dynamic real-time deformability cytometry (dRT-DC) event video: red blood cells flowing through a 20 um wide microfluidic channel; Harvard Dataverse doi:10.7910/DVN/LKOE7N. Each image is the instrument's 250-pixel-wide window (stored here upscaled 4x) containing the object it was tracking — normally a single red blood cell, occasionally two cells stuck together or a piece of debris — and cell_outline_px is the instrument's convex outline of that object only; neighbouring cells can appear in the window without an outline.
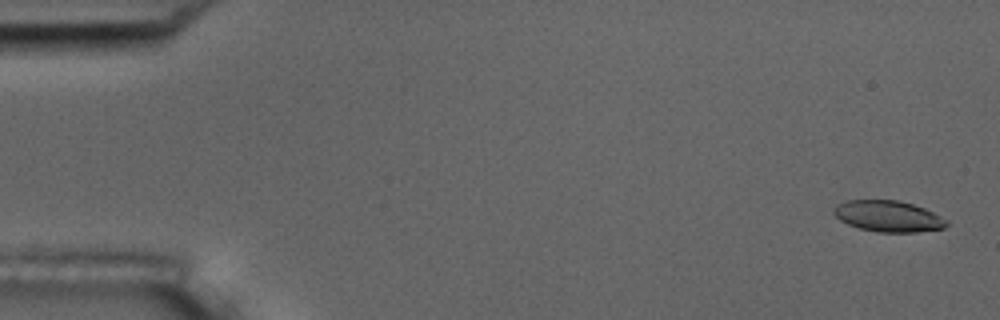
{"species": "common noctule bat (a hibernating species)", "species_latin": "Nyctalus noctula", "temperature_condition": "room temperature", "stored_images_in_passage": 5, "camera_frame_rate_fps": 3000, "um_per_image_px": 0.085, "animal": {"sex": "male", "body_mass_g": 17.5, "forearm_length_mm": 52.3}, "frame": {"image": 1, "passage_image": 1, "time_ms": 0.0, "image_size_px": [1000, 320], "cell_outline_px": [[948, 224], [944, 228], [916, 232], [876, 232], [860, 228], [848, 224], [840, 220], [832, 212], [836, 204], [848, 200], [900, 200], [924, 208], [948, 220]], "centroid_in_image_um": [75.49, 18.37], "position_along_channel_um": 9.5, "area_um2": 20.46}}